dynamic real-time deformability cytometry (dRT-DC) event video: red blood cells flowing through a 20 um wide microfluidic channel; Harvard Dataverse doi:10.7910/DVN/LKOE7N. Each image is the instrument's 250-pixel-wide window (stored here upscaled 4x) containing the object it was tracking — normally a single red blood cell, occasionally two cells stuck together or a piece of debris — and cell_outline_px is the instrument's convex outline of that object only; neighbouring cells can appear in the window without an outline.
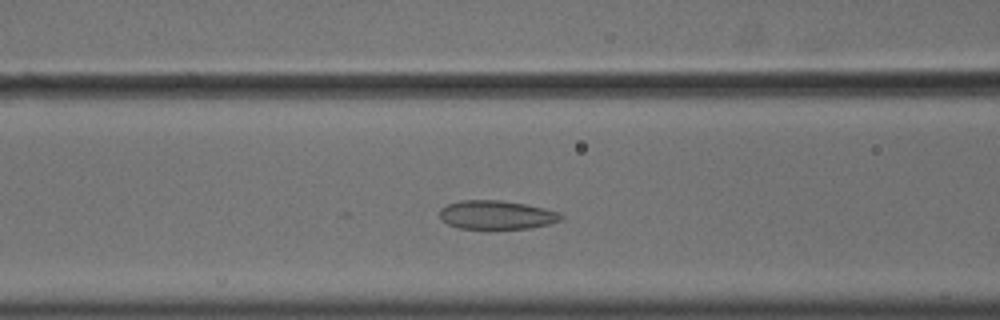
{"species": "common noctule bat (a hibernating species)", "species_latin": "Nyctalus noctula", "temperature_condition": "cold", "stored_images_in_passage": 25, "camera_frame_rate_fps": 3000, "um_per_image_px": 0.085, "animal": {"sex": "male", "body_mass_g": 18.8}, "frame": {"image": 1, "passage_image": 15, "time_ms": 4.667, "image_size_px": [1000, 320], "cell_outline_px": [[564, 216], [560, 220], [548, 224], [528, 228], [456, 228], [448, 224], [440, 216], [440, 208], [448, 204], [460, 200], [500, 200], [524, 204], [544, 208], [560, 212]], "centroid_in_image_um": [42.2, 18.25], "position_along_channel_um": 124.4, "area_um2": 20.11}}
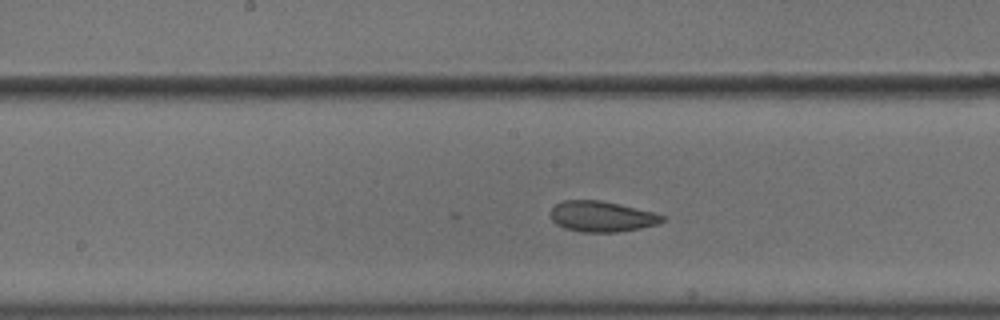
{"frame": {"image": 2, "passage_image": 21, "time_ms": 6.667, "image_size_px": [1000, 320], "cell_outline_px": [[664, 220], [656, 224], [640, 228], [616, 232], [580, 232], [564, 228], [556, 224], [552, 220], [552, 208], [556, 204], [564, 200], [600, 200], [652, 212], [664, 216]], "centroid_in_image_um": [51.11, 18.41], "position_along_channel_um": 197.1, "area_um2": 19.65}}
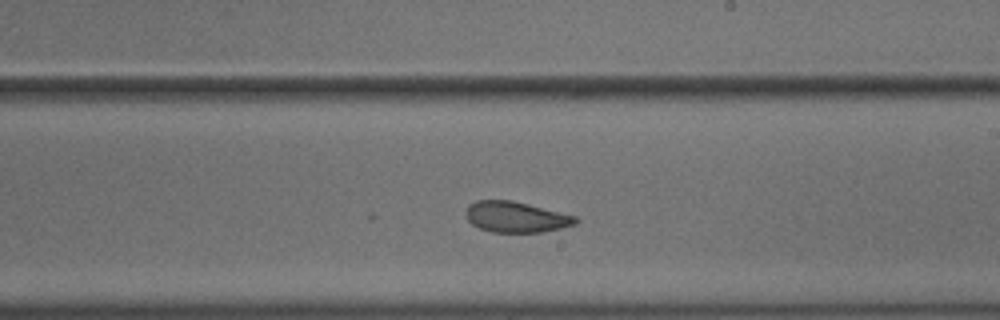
{"frame": {"image": 3, "passage_image": 25, "time_ms": 8.0, "image_size_px": [1000, 320], "cell_outline_px": [[580, 220], [576, 224], [544, 232], [492, 232], [480, 228], [472, 224], [468, 220], [464, 212], [468, 204], [476, 200], [512, 200], [576, 216]], "centroid_in_image_um": [43.84, 18.44], "position_along_channel_um": 245.2, "area_um2": 19.77}}